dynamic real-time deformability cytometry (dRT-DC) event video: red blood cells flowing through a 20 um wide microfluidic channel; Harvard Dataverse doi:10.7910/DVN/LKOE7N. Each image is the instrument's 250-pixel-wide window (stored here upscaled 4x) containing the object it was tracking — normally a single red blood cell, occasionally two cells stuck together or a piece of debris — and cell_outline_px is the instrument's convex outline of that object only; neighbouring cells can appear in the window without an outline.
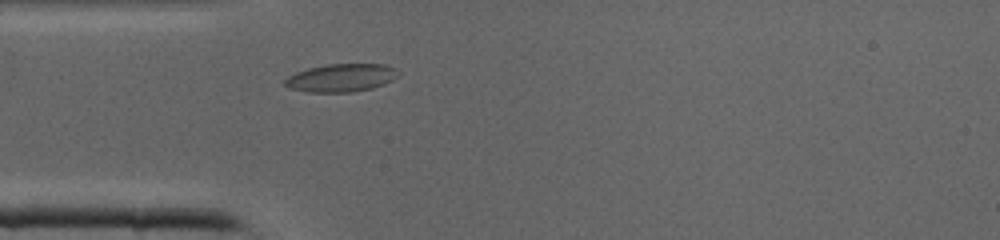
{"species": "common noctule bat (a hibernating species)", "species_latin": "Nyctalus noctula", "temperature_condition": "cold", "stored_images_in_passage": 31, "camera_frame_rate_fps": 3000, "um_per_image_px": 0.085, "animal": {"sex": "male", "body_mass_g": 19.0, "forearm_length_mm": 50.8}, "frame": {"image": 1, "passage_image": 1, "time_ms": 0.0, "image_size_px": [1000, 240], "cell_outline_px": [[396, 76], [392, 80], [384, 84], [372, 88], [352, 92], [308, 92], [292, 88], [284, 84], [284, 80], [288, 76], [296, 72], [308, 68], [328, 64], [384, 64], [396, 68]], "centroid_in_image_um": [28.99, 6.61], "position_along_channel_um": 56.0, "area_um2": 18.32}}
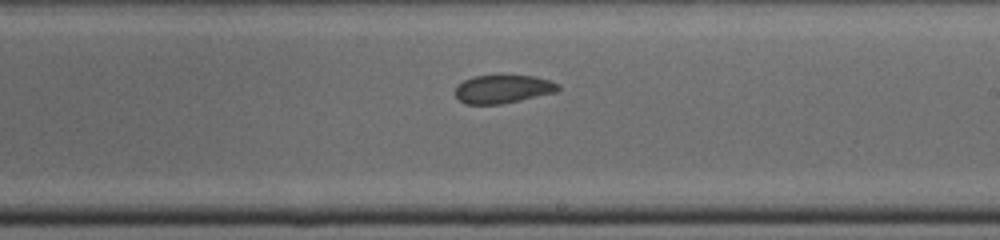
{"frame": {"image": 2, "passage_image": 13, "time_ms": 4.0, "image_size_px": [1000, 240], "cell_outline_px": [[560, 88], [556, 92], [500, 104], [464, 104], [456, 96], [456, 84], [472, 76], [532, 76], [548, 80], [560, 84]], "centroid_in_image_um": [42.72, 7.57], "position_along_channel_um": 246.3, "area_um2": 16.76}}
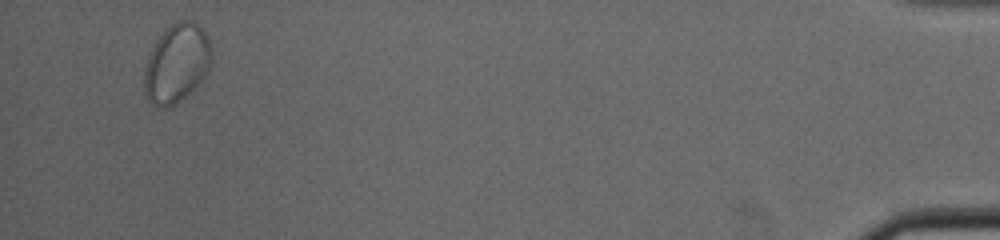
{"frame": {"image": 3, "passage_image": 29, "time_ms": 9.333, "image_size_px": [1000, 240], "cell_outline_px": [[212, 60], [208, 72], [196, 88], [180, 100], [168, 108], [156, 108], [148, 100], [144, 92], [144, 68], [148, 52], [164, 28], [176, 20], [196, 20], [200, 24], [212, 48]], "centroid_in_image_um": [15.01, 5.37], "position_along_channel_um": 420.2, "area_um2": 31.79}}